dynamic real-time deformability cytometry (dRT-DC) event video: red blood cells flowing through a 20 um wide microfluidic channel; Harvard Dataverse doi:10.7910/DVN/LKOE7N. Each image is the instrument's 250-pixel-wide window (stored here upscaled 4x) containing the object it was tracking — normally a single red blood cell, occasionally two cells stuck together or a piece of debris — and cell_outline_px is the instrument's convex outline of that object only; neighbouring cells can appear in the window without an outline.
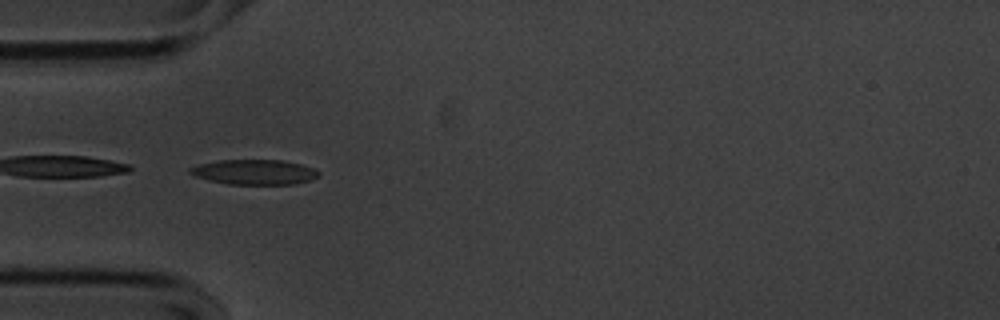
{"species": "common noctule bat (a hibernating species)", "species_latin": "Nyctalus noctula", "temperature_condition": "cold", "stored_images_in_passage": 40, "camera_frame_rate_fps": 3000, "um_per_image_px": 0.085, "animal": {"sex": "male", "body_mass_g": 20.1, "forearm_length_mm": 53.5}, "frame": {"image": 1, "passage_image": 1, "time_ms": 0.0, "image_size_px": [1000, 320], "cell_outline_px": [[320, 176], [296, 184], [228, 184], [208, 180], [196, 176], [188, 172], [188, 168], [200, 164], [216, 160], [280, 160], [300, 164], [312, 168], [320, 172]], "centroid_in_image_um": [21.6, 14.62], "position_along_channel_um": 63.4, "area_um2": 18.67}}
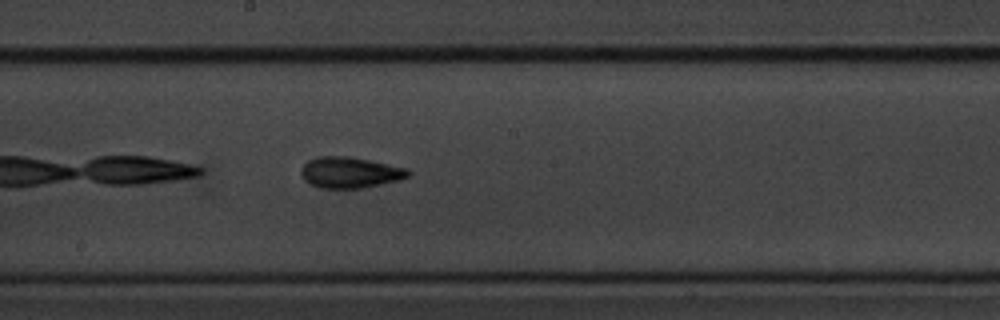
{"frame": {"image": 2, "passage_image": 14, "time_ms": 4.333, "image_size_px": [1000, 320], "cell_outline_px": [[412, 172], [408, 176], [400, 180], [360, 188], [320, 188], [308, 184], [304, 180], [300, 172], [300, 168], [308, 160], [316, 156], [348, 156], [408, 168]], "centroid_in_image_um": [29.71, 14.66], "position_along_channel_um": 218.5, "area_um2": 19.48}}
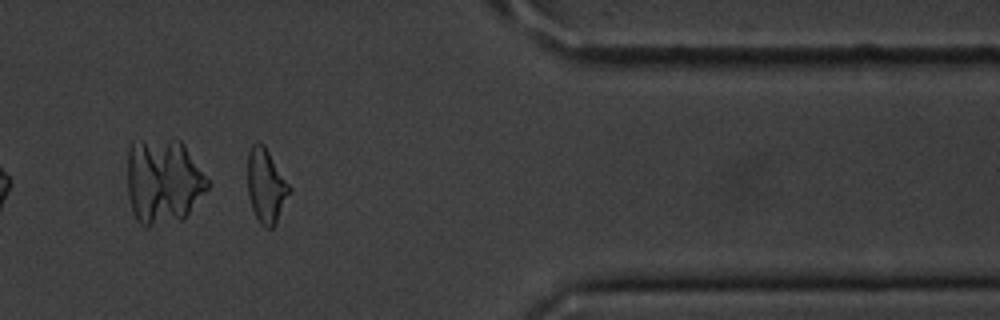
{"frame": {"image": 3, "passage_image": 30, "time_ms": 9.667, "image_size_px": [1000, 320], "cell_outline_px": [[292, 188], [276, 224], [272, 228], [264, 228], [260, 224], [252, 208], [248, 196], [248, 152], [252, 144], [264, 144]], "centroid_in_image_um": [22.62, 15.82], "position_along_channel_um": 388.8, "area_um2": 18.03}, "authors_computed_cell_mechanics": {"area_um2": 18.4671, "velocity_mm_per_s": 3.5769, "shape_relaxation_time_tau1_ms": 4.3811, "shape_relaxation_time_tau2_ms": 2.969, "deformation_change_tau1": 0.1345, "deformation_change_tau2": 0.1154}}